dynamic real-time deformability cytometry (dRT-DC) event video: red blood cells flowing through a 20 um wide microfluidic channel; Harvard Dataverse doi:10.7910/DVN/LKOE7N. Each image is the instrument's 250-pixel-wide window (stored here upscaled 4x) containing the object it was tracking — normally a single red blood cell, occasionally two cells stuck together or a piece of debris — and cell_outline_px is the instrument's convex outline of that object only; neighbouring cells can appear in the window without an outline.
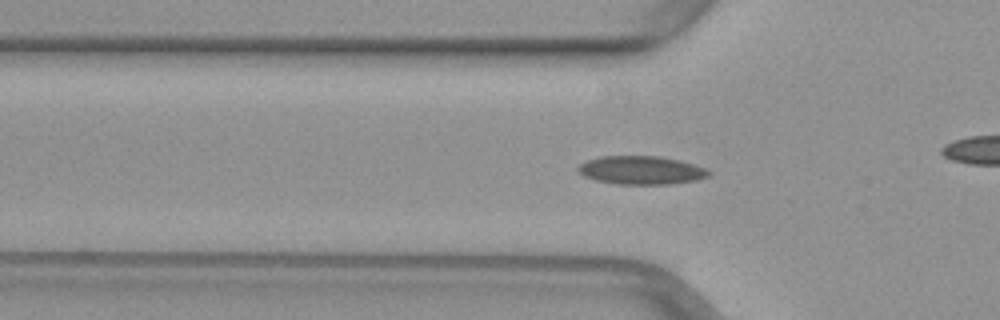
{"species": "common noctule bat (a hibernating species)", "species_latin": "Nyctalus noctula", "temperature_condition": "warm", "stored_images_in_passage": 51, "camera_frame_rate_fps": 3000, "um_per_image_px": 0.085, "animal": {"sex": "female", "body_mass_g": 29.2, "forearm_length_mm": 56.3}, "frame": {"image": 1, "passage_image": 16, "time_ms": 5.0, "image_size_px": [1000, 320], "cell_outline_px": [[712, 172], [708, 176], [696, 180], [672, 184], [616, 184], [596, 180], [584, 176], [576, 168], [580, 164], [588, 160], [600, 156], [660, 156], [680, 160], [704, 168]], "centroid_in_image_um": [54.5, 14.47], "position_along_channel_um": 71.3, "area_um2": 21.56}}
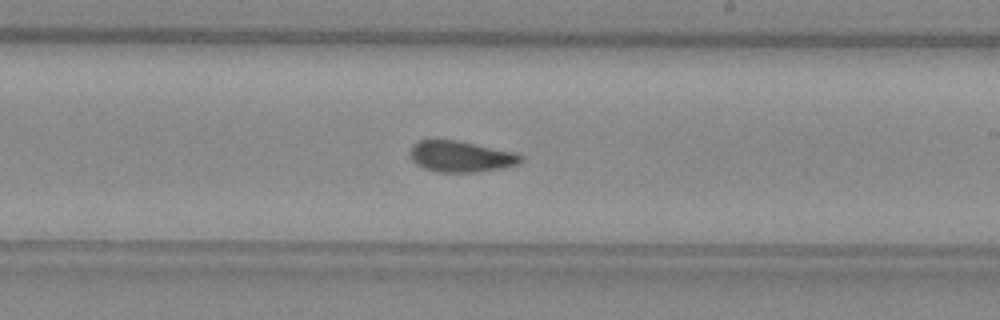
{"frame": {"image": 2, "passage_image": 29, "time_ms": 9.333, "image_size_px": [1000, 320], "cell_outline_px": [[524, 160], [516, 164], [500, 168], [476, 172], [436, 172], [424, 168], [416, 164], [412, 160], [408, 152], [412, 144], [420, 140], [456, 140], [512, 152], [524, 156]], "centroid_in_image_um": [39.11, 13.3], "position_along_channel_um": 249.9, "area_um2": 19.94}}
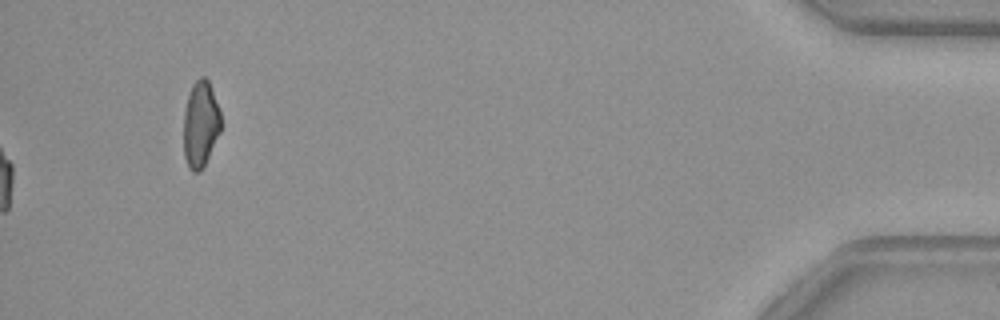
{"frame": {"image": 3, "passage_image": 51, "time_ms": 16.667, "image_size_px": [1000, 320], "cell_outline_px": [[220, 132], [200, 172], [192, 172], [188, 168], [184, 156], [184, 112], [188, 96], [192, 84], [200, 76], [204, 76], [208, 80], [220, 112]], "centroid_in_image_um": [17.03, 10.56], "position_along_channel_um": 418.2, "area_um2": 18.5}}